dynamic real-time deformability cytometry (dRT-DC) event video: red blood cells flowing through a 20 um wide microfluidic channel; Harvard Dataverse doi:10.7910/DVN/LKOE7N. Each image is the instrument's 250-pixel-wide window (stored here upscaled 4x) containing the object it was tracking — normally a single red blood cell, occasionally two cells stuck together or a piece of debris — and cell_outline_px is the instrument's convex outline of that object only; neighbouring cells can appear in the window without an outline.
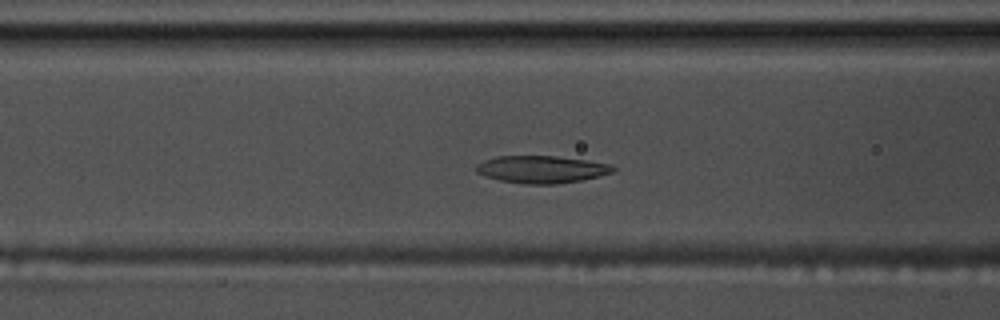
{"species": "common noctule bat (a hibernating species)", "species_latin": "Nyctalus noctula", "temperature_condition": "warm", "stored_images_in_passage": 54, "camera_frame_rate_fps": 3000, "um_per_image_px": 0.085, "animal": {"sex": "male", "body_mass_g": 17.5, "forearm_length_mm": 52.3}, "frame": {"image": 1, "passage_image": 20, "time_ms": 6.333, "image_size_px": [1000, 320], "cell_outline_px": [[616, 168], [612, 172], [600, 176], [580, 180], [556, 184], [524, 184], [500, 180], [484, 176], [476, 172], [476, 164], [484, 160], [496, 156], [556, 156], [588, 160], [612, 164]], "centroid_in_image_um": [46.03, 14.39], "position_along_channel_um": 120.6, "area_um2": 21.91}}
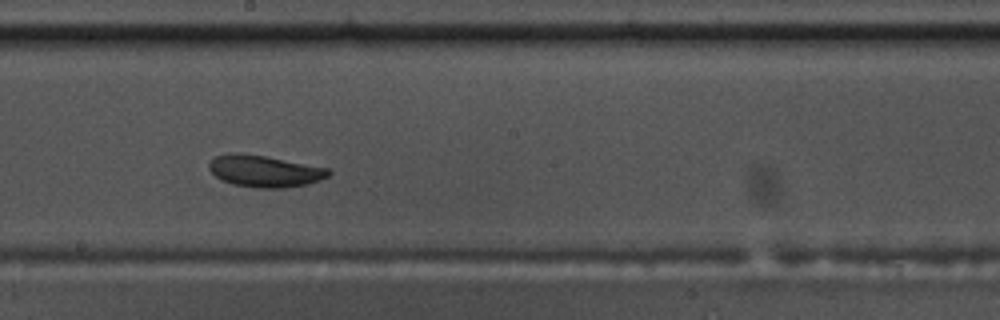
{"frame": {"image": 2, "passage_image": 29, "time_ms": 9.333, "image_size_px": [1000, 320], "cell_outline_px": [[332, 172], [328, 176], [320, 180], [308, 184], [284, 188], [256, 188], [232, 184], [216, 176], [208, 168], [208, 164], [216, 156], [228, 152], [236, 152], [264, 156], [328, 168]], "centroid_in_image_um": [22.49, 14.55], "position_along_channel_um": 225.7, "area_um2": 22.02}}
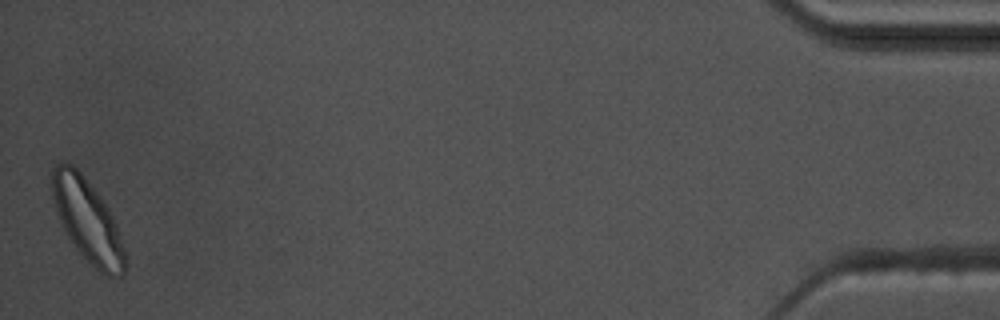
{"frame": {"image": 3, "passage_image": 54, "time_ms": 17.667, "image_size_px": [1000, 320], "cell_outline_px": [[128, 256], [124, 272], [120, 276], [104, 276], [76, 248], [68, 236], [56, 212], [52, 196], [52, 168], [56, 164], [72, 164], [80, 172], [104, 200], [116, 224]], "centroid_in_image_um": [7.47, 18.76], "position_along_channel_um": 427.7, "area_um2": 34.85}, "authors_computed_cell_mechanics": {"area_um2": 23.5535, "velocity_mm_per_s": 3.5216, "shape_relaxation_time_tau1_ms": 5.8434, "shape_relaxation_time_tau2_ms": 2.4243, "deformation_change_tau1": 0.1326, "deformation_change_tau2": 0.0809}}